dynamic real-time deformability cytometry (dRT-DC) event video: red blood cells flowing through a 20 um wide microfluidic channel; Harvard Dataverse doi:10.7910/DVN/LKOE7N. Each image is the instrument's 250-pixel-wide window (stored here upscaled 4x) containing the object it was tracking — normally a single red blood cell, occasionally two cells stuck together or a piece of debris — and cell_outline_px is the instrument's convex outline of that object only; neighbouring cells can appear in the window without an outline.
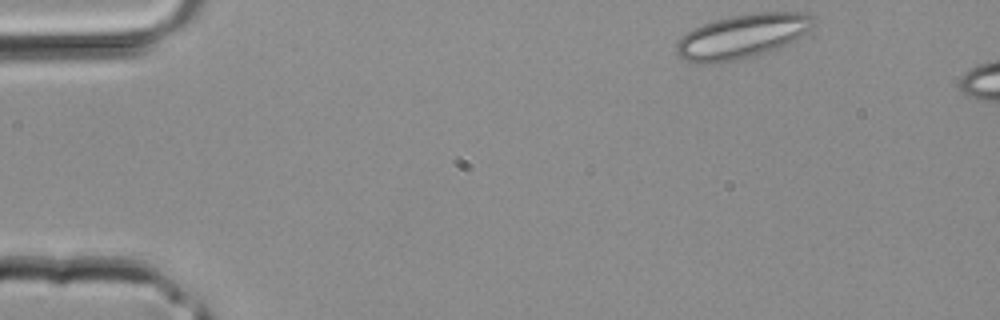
{"species": "common noctule bat (a hibernating species)", "species_latin": "Nyctalus noctula", "temperature_condition": "room temperature", "stored_images_in_passage": 3, "segment_of_instrument_passage": [2, 2], "camera_frame_rate_fps": 3000, "um_per_image_px": 0.085, "animal": {"sex": "male", "body_mass_g": 20.4}, "frame": {"image": 1, "passage_image": 3, "time_ms": 0.667, "image_size_px": [1000, 320], "cell_outline_px": [[812, 28], [796, 40], [776, 48], [740, 60], [708, 64], [700, 64], [684, 60], [676, 52], [676, 40], [680, 36], [692, 28], [716, 20], [732, 16], [760, 12], [808, 12], [812, 16]], "centroid_in_image_um": [63.04, 3.09], "position_along_channel_um": 22.0, "area_um2": 35.26}}